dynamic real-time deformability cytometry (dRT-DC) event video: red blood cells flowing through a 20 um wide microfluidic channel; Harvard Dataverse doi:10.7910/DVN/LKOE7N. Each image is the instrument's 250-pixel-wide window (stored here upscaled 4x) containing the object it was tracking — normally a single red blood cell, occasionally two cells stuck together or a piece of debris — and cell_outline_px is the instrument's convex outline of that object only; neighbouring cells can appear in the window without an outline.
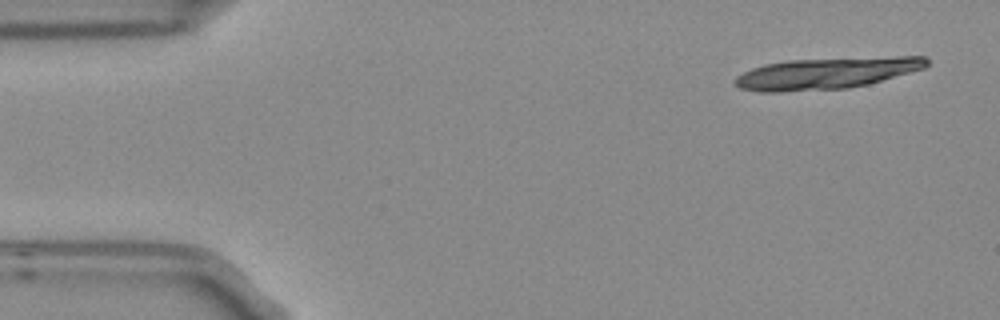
{"species": "Egyptian fruit bat (a non-hibernating species)", "species_latin": "Rousettus aegyptiacus", "temperature_condition": "room temperature", "stored_images_in_passage": 14, "camera_frame_rate_fps": 3000, "um_per_image_px": 0.085, "frame": {"image": 1, "passage_image": 1, "time_ms": 0.0, "image_size_px": [1000, 320], "cell_outline_px": [[928, 64], [924, 68], [868, 84], [848, 88], [776, 92], [760, 92], [740, 88], [732, 80], [736, 76], [752, 68], [764, 64], [788, 60], [896, 56], [924, 56], [928, 60]], "centroid_in_image_um": [70.22, 6.22], "position_along_channel_um": 14.8, "area_um2": 35.08}}
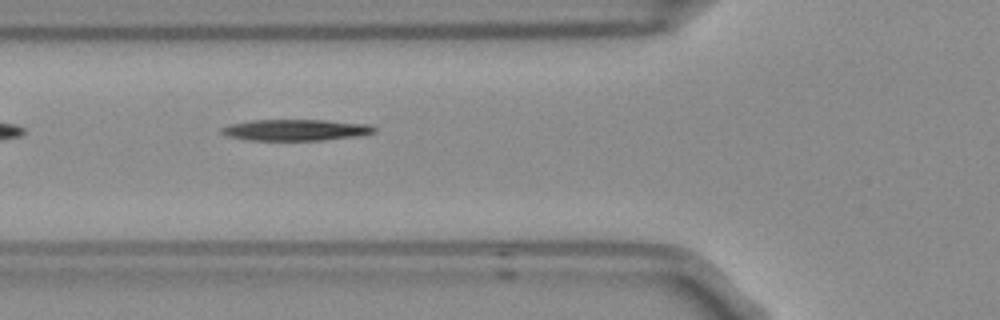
{"frame": {"image": 2, "passage_image": 5, "time_ms": 1.333, "image_size_px": [1000, 320], "cell_outline_px": [[376, 132], [360, 136], [324, 140], [248, 140], [228, 136], [220, 132], [220, 128], [228, 124], [252, 120], [328, 120], [372, 124], [376, 128]], "centroid_in_image_um": [25.18, 11.04], "position_along_channel_um": 100.6, "area_um2": 19.19}}
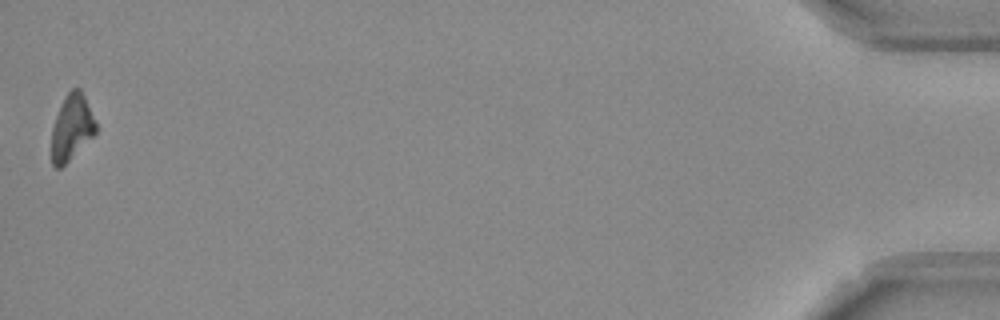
{"frame": {"image": 3, "passage_image": 14, "time_ms": 4.333, "image_size_px": [1000, 320], "cell_outline_px": [[96, 132], [60, 168], [56, 168], [52, 164], [52, 128], [56, 116], [68, 92], [72, 88], [80, 88], [96, 120]], "centroid_in_image_um": [6.09, 10.82], "position_along_channel_um": 429.1, "area_um2": 16.42}}